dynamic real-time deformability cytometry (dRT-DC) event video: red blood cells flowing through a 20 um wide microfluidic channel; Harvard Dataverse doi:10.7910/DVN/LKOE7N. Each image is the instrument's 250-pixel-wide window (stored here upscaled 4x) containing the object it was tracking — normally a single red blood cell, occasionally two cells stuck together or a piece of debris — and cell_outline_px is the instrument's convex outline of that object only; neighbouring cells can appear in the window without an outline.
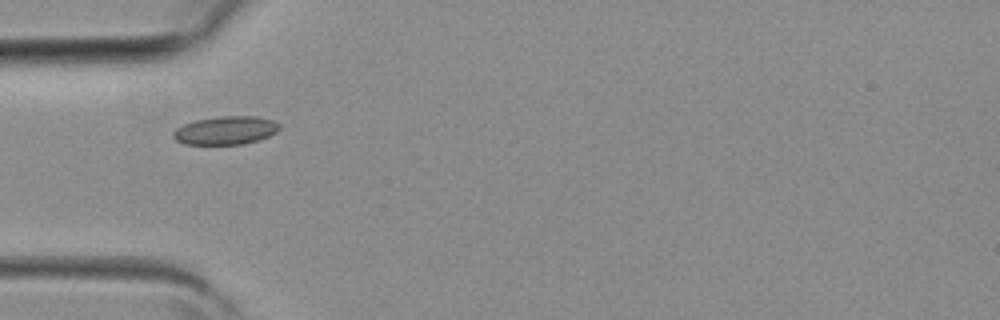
{"species": "common noctule bat (a hibernating species)", "species_latin": "Nyctalus noctula", "temperature_condition": "room temperature", "stored_images_in_passage": 2, "camera_frame_rate_fps": 3000, "um_per_image_px": 0.085, "animal": {"sex": "female", "body_mass_g": 19.3, "forearm_length_mm": 54.1}, "frame": {"image": 1, "passage_image": 1, "time_ms": 0.0, "image_size_px": [1000, 320], "cell_outline_px": [[280, 128], [276, 132], [268, 136], [244, 144], [184, 144], [176, 140], [172, 136], [172, 132], [176, 128], [184, 124], [196, 120], [220, 116], [256, 116], [272, 120], [280, 124]], "centroid_in_image_um": [19.16, 11.08], "position_along_channel_um": 65.8, "area_um2": 17.46}}
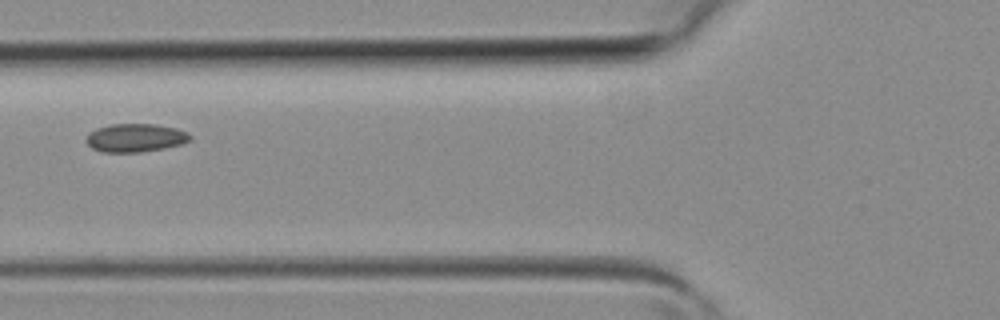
{"frame": {"image": 2, "passage_image": 2, "time_ms": 0.333, "image_size_px": [1000, 320], "cell_outline_px": [[192, 140], [180, 144], [164, 148], [140, 152], [104, 152], [92, 148], [84, 140], [96, 128], [112, 124], [156, 124], [176, 128], [188, 132], [192, 136]], "centroid_in_image_um": [11.54, 11.71], "position_along_channel_um": 114.3, "area_um2": 17.11}}